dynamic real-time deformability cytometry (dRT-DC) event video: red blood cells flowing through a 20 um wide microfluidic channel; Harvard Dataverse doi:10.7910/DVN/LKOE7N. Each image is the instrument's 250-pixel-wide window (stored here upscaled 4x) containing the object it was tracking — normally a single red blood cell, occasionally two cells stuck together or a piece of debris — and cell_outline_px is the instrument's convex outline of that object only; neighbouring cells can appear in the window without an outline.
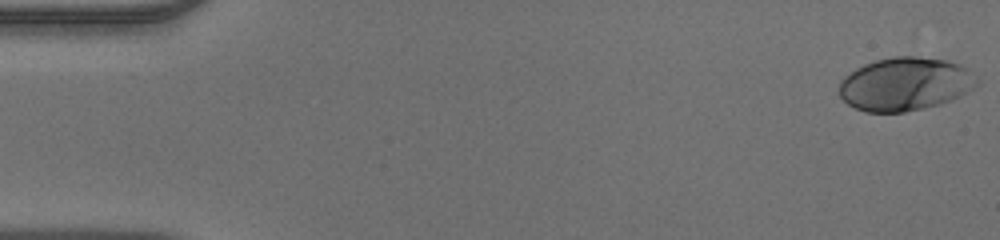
{"species": "human", "species_latin": "Homo sapiens", "temperature_condition": "warm", "stored_images_in_passage": 50, "camera_frame_rate_fps": 3000, "um_per_image_px": 0.085, "donor": {"sex": "male"}, "frame": {"image": 1, "passage_image": 1, "time_ms": 0.0, "image_size_px": [1000, 240], "cell_outline_px": [[980, 80], [972, 88], [952, 100], [940, 104], [924, 108], [904, 112], [864, 112], [848, 104], [836, 92], [840, 80], [844, 76], [856, 68], [864, 64], [876, 60], [892, 56], [916, 56], [948, 60], [960, 64], [968, 68]], "centroid_in_image_um": [76.91, 7.13], "position_along_channel_um": 8.1, "area_um2": 43.18}}
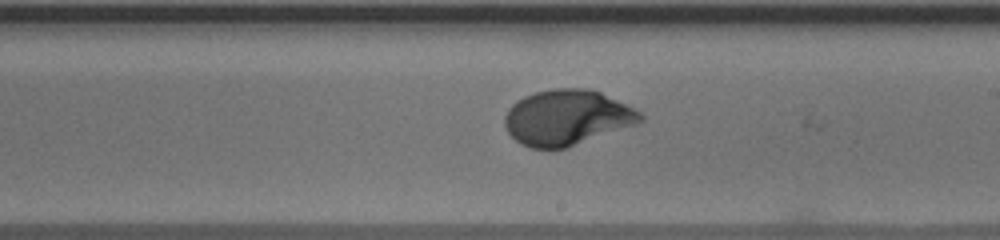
{"frame": {"image": 2, "passage_image": 29, "time_ms": 9.333, "image_size_px": [1000, 240], "cell_outline_px": [[644, 120], [636, 124], [568, 148], [532, 148], [520, 144], [508, 132], [504, 124], [504, 116], [508, 108], [516, 100], [524, 96], [536, 92], [552, 88], [588, 88], [600, 92], [640, 112], [644, 116]], "centroid_in_image_um": [48.16, 9.99], "position_along_channel_um": 240.8, "area_um2": 43.75}}
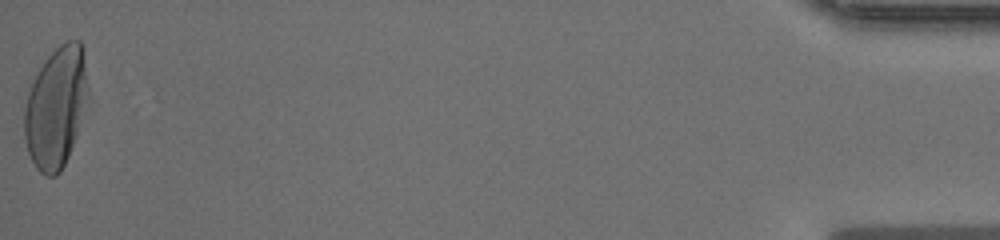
{"frame": {"image": 3, "passage_image": 50, "time_ms": 16.333, "image_size_px": [1000, 240], "cell_outline_px": [[92, 100], [68, 156], [60, 172], [56, 176], [48, 176], [40, 172], [36, 168], [28, 152], [24, 136], [24, 108], [28, 92], [44, 60], [60, 44], [68, 40], [80, 40], [84, 48]], "centroid_in_image_um": [4.84, 9.09], "position_along_channel_um": 430.4, "area_um2": 46.12}}